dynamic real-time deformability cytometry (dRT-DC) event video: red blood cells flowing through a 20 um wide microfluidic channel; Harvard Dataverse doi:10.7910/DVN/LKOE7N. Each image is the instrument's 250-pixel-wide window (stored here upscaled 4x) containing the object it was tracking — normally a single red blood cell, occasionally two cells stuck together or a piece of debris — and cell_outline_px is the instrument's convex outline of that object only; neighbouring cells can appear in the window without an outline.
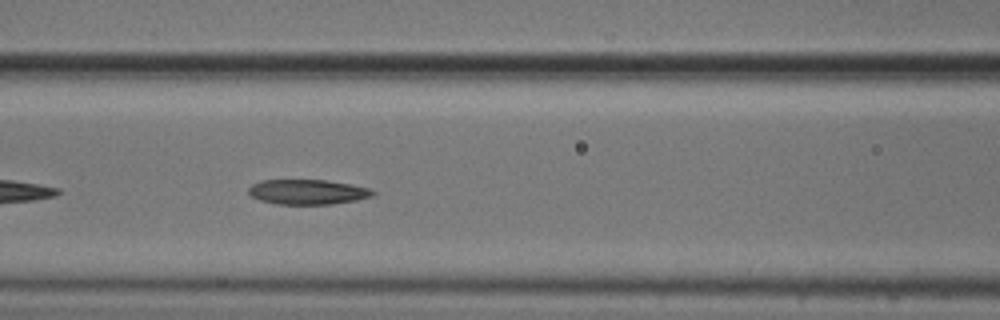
{"species": "common noctule bat (a hibernating species)", "species_latin": "Nyctalus noctula", "temperature_condition": "cold", "stored_images_in_passage": 17, "camera_frame_rate_fps": 3000, "um_per_image_px": 0.085, "animal": {"sex": "male", "body_mass_g": 20.5, "forearm_length_mm": 52.5}, "frame": {"image": 1, "passage_image": 8, "time_ms": 2.333, "image_size_px": [1000, 320], "cell_outline_px": [[376, 192], [372, 196], [356, 200], [332, 204], [276, 204], [260, 200], [252, 196], [248, 192], [248, 188], [252, 184], [260, 180], [328, 180], [368, 188]], "centroid_in_image_um": [26.12, 16.31], "position_along_channel_um": 140.5, "area_um2": 17.98}}
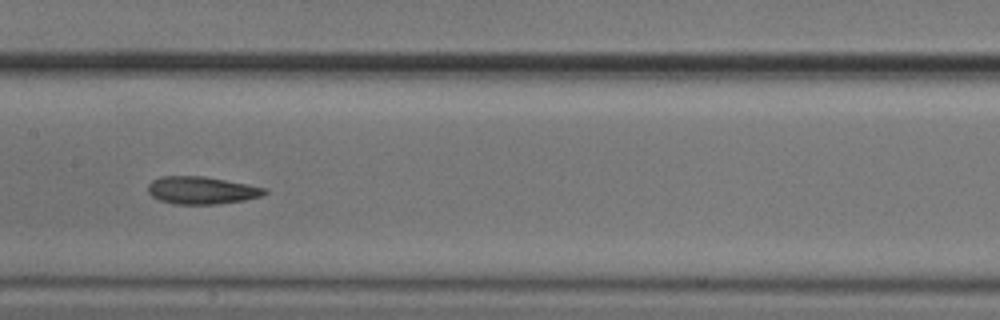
{"frame": {"image": 2, "passage_image": 12, "time_ms": 3.667, "image_size_px": [1000, 320], "cell_outline_px": [[268, 192], [264, 196], [244, 200], [216, 204], [172, 204], [160, 200], [152, 196], [148, 192], [148, 184], [152, 180], [160, 176], [204, 176], [248, 184], [268, 188]], "centroid_in_image_um": [17.16, 16.17], "position_along_channel_um": 190.2, "area_um2": 18.9}}
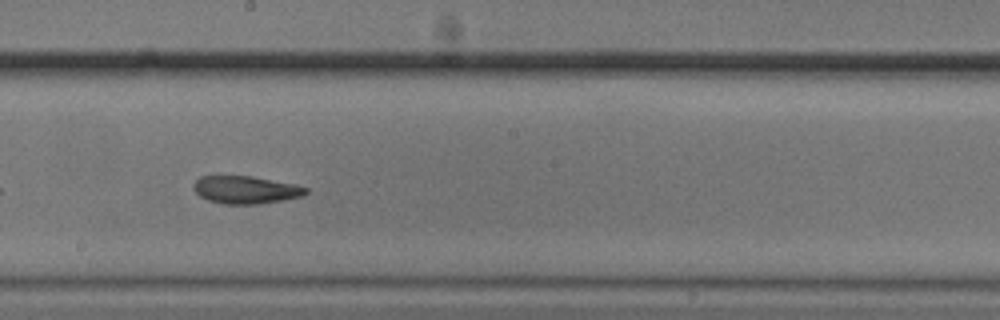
{"frame": {"image": 3, "passage_image": 15, "time_ms": 4.667, "image_size_px": [1000, 320], "cell_outline_px": [[308, 192], [300, 196], [280, 200], [256, 204], [224, 204], [208, 200], [200, 196], [192, 188], [192, 184], [200, 176], [252, 176], [296, 184], [308, 188]], "centroid_in_image_um": [20.85, 16.12], "position_along_channel_um": 227.3, "area_um2": 18.03}}